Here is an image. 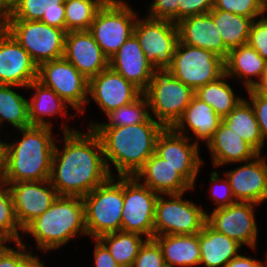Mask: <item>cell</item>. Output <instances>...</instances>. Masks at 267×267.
<instances>
[{"instance_id": "6da1fadb", "label": "cell", "mask_w": 267, "mask_h": 267, "mask_svg": "<svg viewBox=\"0 0 267 267\" xmlns=\"http://www.w3.org/2000/svg\"><path fill=\"white\" fill-rule=\"evenodd\" d=\"M63 134L64 149L54 146L50 181L58 195L83 198L111 177L102 143L92 128L84 134L64 124Z\"/></svg>"}, {"instance_id": "7a4b0ae2", "label": "cell", "mask_w": 267, "mask_h": 267, "mask_svg": "<svg viewBox=\"0 0 267 267\" xmlns=\"http://www.w3.org/2000/svg\"><path fill=\"white\" fill-rule=\"evenodd\" d=\"M165 127L151 116L146 122L120 127H93L99 136L108 171L112 162L118 177H133L155 152L156 141Z\"/></svg>"}, {"instance_id": "3957f363", "label": "cell", "mask_w": 267, "mask_h": 267, "mask_svg": "<svg viewBox=\"0 0 267 267\" xmlns=\"http://www.w3.org/2000/svg\"><path fill=\"white\" fill-rule=\"evenodd\" d=\"M19 132L23 134L19 142H5L1 180L17 183L50 179L55 146L51 127L31 125Z\"/></svg>"}, {"instance_id": "277c9868", "label": "cell", "mask_w": 267, "mask_h": 267, "mask_svg": "<svg viewBox=\"0 0 267 267\" xmlns=\"http://www.w3.org/2000/svg\"><path fill=\"white\" fill-rule=\"evenodd\" d=\"M25 232L35 238L37 248L43 251L58 249L78 233L87 235L83 198L59 195L22 233Z\"/></svg>"}, {"instance_id": "5b68a950", "label": "cell", "mask_w": 267, "mask_h": 267, "mask_svg": "<svg viewBox=\"0 0 267 267\" xmlns=\"http://www.w3.org/2000/svg\"><path fill=\"white\" fill-rule=\"evenodd\" d=\"M110 177L83 197L87 235L96 239L122 229L124 177Z\"/></svg>"}, {"instance_id": "8992f818", "label": "cell", "mask_w": 267, "mask_h": 267, "mask_svg": "<svg viewBox=\"0 0 267 267\" xmlns=\"http://www.w3.org/2000/svg\"><path fill=\"white\" fill-rule=\"evenodd\" d=\"M143 94L156 121L171 128L182 116L195 91L165 70L155 72Z\"/></svg>"}, {"instance_id": "52a82bcc", "label": "cell", "mask_w": 267, "mask_h": 267, "mask_svg": "<svg viewBox=\"0 0 267 267\" xmlns=\"http://www.w3.org/2000/svg\"><path fill=\"white\" fill-rule=\"evenodd\" d=\"M127 4L122 0H107L88 30L108 59L133 34L137 15Z\"/></svg>"}, {"instance_id": "ba28073f", "label": "cell", "mask_w": 267, "mask_h": 267, "mask_svg": "<svg viewBox=\"0 0 267 267\" xmlns=\"http://www.w3.org/2000/svg\"><path fill=\"white\" fill-rule=\"evenodd\" d=\"M2 26L30 54L41 63L63 57L66 31L41 21L5 20Z\"/></svg>"}, {"instance_id": "9c48e42d", "label": "cell", "mask_w": 267, "mask_h": 267, "mask_svg": "<svg viewBox=\"0 0 267 267\" xmlns=\"http://www.w3.org/2000/svg\"><path fill=\"white\" fill-rule=\"evenodd\" d=\"M185 193L167 194L166 200L160 194L156 200L154 236L193 235L200 233L207 221L205 212L196 203L183 200Z\"/></svg>"}, {"instance_id": "30bf717a", "label": "cell", "mask_w": 267, "mask_h": 267, "mask_svg": "<svg viewBox=\"0 0 267 267\" xmlns=\"http://www.w3.org/2000/svg\"><path fill=\"white\" fill-rule=\"evenodd\" d=\"M167 71L196 91L225 73L224 59L214 52L178 41Z\"/></svg>"}, {"instance_id": "8fae6325", "label": "cell", "mask_w": 267, "mask_h": 267, "mask_svg": "<svg viewBox=\"0 0 267 267\" xmlns=\"http://www.w3.org/2000/svg\"><path fill=\"white\" fill-rule=\"evenodd\" d=\"M133 34L139 41L147 61L156 71H165L179 41L176 23L165 19L137 18Z\"/></svg>"}, {"instance_id": "7c38bea8", "label": "cell", "mask_w": 267, "mask_h": 267, "mask_svg": "<svg viewBox=\"0 0 267 267\" xmlns=\"http://www.w3.org/2000/svg\"><path fill=\"white\" fill-rule=\"evenodd\" d=\"M37 80L54 90L58 96L79 113L88 99L89 80L64 57L46 61L38 66Z\"/></svg>"}, {"instance_id": "4fadbf2b", "label": "cell", "mask_w": 267, "mask_h": 267, "mask_svg": "<svg viewBox=\"0 0 267 267\" xmlns=\"http://www.w3.org/2000/svg\"><path fill=\"white\" fill-rule=\"evenodd\" d=\"M141 180L124 177V203L121 231L154 237V218L158 193L140 184Z\"/></svg>"}, {"instance_id": "5bb4252c", "label": "cell", "mask_w": 267, "mask_h": 267, "mask_svg": "<svg viewBox=\"0 0 267 267\" xmlns=\"http://www.w3.org/2000/svg\"><path fill=\"white\" fill-rule=\"evenodd\" d=\"M253 202L237 201L227 207L214 208L207 213L206 223L215 231L236 240L239 244L256 249L258 225L255 220Z\"/></svg>"}, {"instance_id": "9a60e30c", "label": "cell", "mask_w": 267, "mask_h": 267, "mask_svg": "<svg viewBox=\"0 0 267 267\" xmlns=\"http://www.w3.org/2000/svg\"><path fill=\"white\" fill-rule=\"evenodd\" d=\"M198 141L190 144V137L177 133L172 127L164 128L156 141L155 153L194 188L203 161L198 151Z\"/></svg>"}, {"instance_id": "2e32d148", "label": "cell", "mask_w": 267, "mask_h": 267, "mask_svg": "<svg viewBox=\"0 0 267 267\" xmlns=\"http://www.w3.org/2000/svg\"><path fill=\"white\" fill-rule=\"evenodd\" d=\"M7 184L12 195L15 216L22 231L42 215L59 196L50 179Z\"/></svg>"}, {"instance_id": "e0dca14e", "label": "cell", "mask_w": 267, "mask_h": 267, "mask_svg": "<svg viewBox=\"0 0 267 267\" xmlns=\"http://www.w3.org/2000/svg\"><path fill=\"white\" fill-rule=\"evenodd\" d=\"M38 65L3 27H0V84L28 85L37 80Z\"/></svg>"}, {"instance_id": "ac0fdd59", "label": "cell", "mask_w": 267, "mask_h": 267, "mask_svg": "<svg viewBox=\"0 0 267 267\" xmlns=\"http://www.w3.org/2000/svg\"><path fill=\"white\" fill-rule=\"evenodd\" d=\"M142 93L138 87L110 66L89 80L88 95L100 106L105 115L133 102Z\"/></svg>"}, {"instance_id": "d6986e66", "label": "cell", "mask_w": 267, "mask_h": 267, "mask_svg": "<svg viewBox=\"0 0 267 267\" xmlns=\"http://www.w3.org/2000/svg\"><path fill=\"white\" fill-rule=\"evenodd\" d=\"M63 57L88 80L109 66V59L88 30L66 33Z\"/></svg>"}, {"instance_id": "ffe728a7", "label": "cell", "mask_w": 267, "mask_h": 267, "mask_svg": "<svg viewBox=\"0 0 267 267\" xmlns=\"http://www.w3.org/2000/svg\"><path fill=\"white\" fill-rule=\"evenodd\" d=\"M261 155L225 173L236 201L259 205L267 200V163Z\"/></svg>"}, {"instance_id": "44dd1931", "label": "cell", "mask_w": 267, "mask_h": 267, "mask_svg": "<svg viewBox=\"0 0 267 267\" xmlns=\"http://www.w3.org/2000/svg\"><path fill=\"white\" fill-rule=\"evenodd\" d=\"M176 26L179 42L212 51L224 60L227 58L229 49L224 45L210 13L183 18Z\"/></svg>"}, {"instance_id": "7402d4cb", "label": "cell", "mask_w": 267, "mask_h": 267, "mask_svg": "<svg viewBox=\"0 0 267 267\" xmlns=\"http://www.w3.org/2000/svg\"><path fill=\"white\" fill-rule=\"evenodd\" d=\"M109 66L132 82L142 92L148 87L156 70L142 51L138 39L132 34L109 59Z\"/></svg>"}, {"instance_id": "603a6c76", "label": "cell", "mask_w": 267, "mask_h": 267, "mask_svg": "<svg viewBox=\"0 0 267 267\" xmlns=\"http://www.w3.org/2000/svg\"><path fill=\"white\" fill-rule=\"evenodd\" d=\"M144 179L143 185L159 195L185 193L193 187L166 160L155 152L146 160L143 167L134 176Z\"/></svg>"}, {"instance_id": "cb8c5ba5", "label": "cell", "mask_w": 267, "mask_h": 267, "mask_svg": "<svg viewBox=\"0 0 267 267\" xmlns=\"http://www.w3.org/2000/svg\"><path fill=\"white\" fill-rule=\"evenodd\" d=\"M207 147L212 155L213 165L216 167L225 165L226 163H244L259 154L223 121L219 124Z\"/></svg>"}, {"instance_id": "d4e9b609", "label": "cell", "mask_w": 267, "mask_h": 267, "mask_svg": "<svg viewBox=\"0 0 267 267\" xmlns=\"http://www.w3.org/2000/svg\"><path fill=\"white\" fill-rule=\"evenodd\" d=\"M221 122L222 117L209 104L194 95L182 116L172 128L177 133L186 135L184 132L187 131L186 125H188L197 140L205 141L208 144Z\"/></svg>"}, {"instance_id": "484cf974", "label": "cell", "mask_w": 267, "mask_h": 267, "mask_svg": "<svg viewBox=\"0 0 267 267\" xmlns=\"http://www.w3.org/2000/svg\"><path fill=\"white\" fill-rule=\"evenodd\" d=\"M224 65L227 77L243 79L247 90L255 88L267 72V61L249 44L229 50ZM252 76L258 77V81L251 80Z\"/></svg>"}, {"instance_id": "4316f807", "label": "cell", "mask_w": 267, "mask_h": 267, "mask_svg": "<svg viewBox=\"0 0 267 267\" xmlns=\"http://www.w3.org/2000/svg\"><path fill=\"white\" fill-rule=\"evenodd\" d=\"M158 243L164 262L172 267L199 266L201 252L199 233L193 235L154 236Z\"/></svg>"}, {"instance_id": "83f0119b", "label": "cell", "mask_w": 267, "mask_h": 267, "mask_svg": "<svg viewBox=\"0 0 267 267\" xmlns=\"http://www.w3.org/2000/svg\"><path fill=\"white\" fill-rule=\"evenodd\" d=\"M65 0H19L6 20L41 21L66 31Z\"/></svg>"}, {"instance_id": "f1b7e54d", "label": "cell", "mask_w": 267, "mask_h": 267, "mask_svg": "<svg viewBox=\"0 0 267 267\" xmlns=\"http://www.w3.org/2000/svg\"><path fill=\"white\" fill-rule=\"evenodd\" d=\"M200 264L204 267H225L235 258L241 248L236 240L228 238L211 228L207 223L199 233Z\"/></svg>"}, {"instance_id": "f546056e", "label": "cell", "mask_w": 267, "mask_h": 267, "mask_svg": "<svg viewBox=\"0 0 267 267\" xmlns=\"http://www.w3.org/2000/svg\"><path fill=\"white\" fill-rule=\"evenodd\" d=\"M29 89H34V95L31 97L32 99L28 101V109H29V120L31 125L33 126H45L51 127V124L48 120H44L43 118L46 116L56 115L58 113L64 114V116H68L67 114V103H65L58 94L40 83L38 80H34L31 82L28 87Z\"/></svg>"}, {"instance_id": "4dcf8cb0", "label": "cell", "mask_w": 267, "mask_h": 267, "mask_svg": "<svg viewBox=\"0 0 267 267\" xmlns=\"http://www.w3.org/2000/svg\"><path fill=\"white\" fill-rule=\"evenodd\" d=\"M222 121L261 154L263 141L251 102L242 99Z\"/></svg>"}, {"instance_id": "1f68e13d", "label": "cell", "mask_w": 267, "mask_h": 267, "mask_svg": "<svg viewBox=\"0 0 267 267\" xmlns=\"http://www.w3.org/2000/svg\"><path fill=\"white\" fill-rule=\"evenodd\" d=\"M209 13L229 50L248 44L252 18L218 9Z\"/></svg>"}, {"instance_id": "d6a6232c", "label": "cell", "mask_w": 267, "mask_h": 267, "mask_svg": "<svg viewBox=\"0 0 267 267\" xmlns=\"http://www.w3.org/2000/svg\"><path fill=\"white\" fill-rule=\"evenodd\" d=\"M226 77L227 75L224 73L217 80L201 86L195 91V95L209 104L222 118L228 115L243 99L234 94L230 85L224 81Z\"/></svg>"}, {"instance_id": "836d02e7", "label": "cell", "mask_w": 267, "mask_h": 267, "mask_svg": "<svg viewBox=\"0 0 267 267\" xmlns=\"http://www.w3.org/2000/svg\"><path fill=\"white\" fill-rule=\"evenodd\" d=\"M121 267H132L141 246L147 239L136 233L118 231L98 238Z\"/></svg>"}, {"instance_id": "e575fe53", "label": "cell", "mask_w": 267, "mask_h": 267, "mask_svg": "<svg viewBox=\"0 0 267 267\" xmlns=\"http://www.w3.org/2000/svg\"><path fill=\"white\" fill-rule=\"evenodd\" d=\"M13 87L22 86L0 84V125L7 121L19 130L31 126L28 100L12 90Z\"/></svg>"}, {"instance_id": "d590c367", "label": "cell", "mask_w": 267, "mask_h": 267, "mask_svg": "<svg viewBox=\"0 0 267 267\" xmlns=\"http://www.w3.org/2000/svg\"><path fill=\"white\" fill-rule=\"evenodd\" d=\"M148 109V110H147ZM149 105L146 96L142 93L133 102L121 106L106 116L108 118V123H92L89 128L93 127H120V126H130L134 124H139L146 122L151 114L149 113Z\"/></svg>"}, {"instance_id": "8d00e7d4", "label": "cell", "mask_w": 267, "mask_h": 267, "mask_svg": "<svg viewBox=\"0 0 267 267\" xmlns=\"http://www.w3.org/2000/svg\"><path fill=\"white\" fill-rule=\"evenodd\" d=\"M107 0H65L66 32L89 30L99 9Z\"/></svg>"}, {"instance_id": "74e56055", "label": "cell", "mask_w": 267, "mask_h": 267, "mask_svg": "<svg viewBox=\"0 0 267 267\" xmlns=\"http://www.w3.org/2000/svg\"><path fill=\"white\" fill-rule=\"evenodd\" d=\"M19 230H22V228L18 224L15 216L9 186L0 179V242H22L18 232Z\"/></svg>"}, {"instance_id": "f35d334b", "label": "cell", "mask_w": 267, "mask_h": 267, "mask_svg": "<svg viewBox=\"0 0 267 267\" xmlns=\"http://www.w3.org/2000/svg\"><path fill=\"white\" fill-rule=\"evenodd\" d=\"M213 9L250 17L253 20L264 16V0H214Z\"/></svg>"}, {"instance_id": "ab89813d", "label": "cell", "mask_w": 267, "mask_h": 267, "mask_svg": "<svg viewBox=\"0 0 267 267\" xmlns=\"http://www.w3.org/2000/svg\"><path fill=\"white\" fill-rule=\"evenodd\" d=\"M165 264L158 243L152 238L141 246L132 267H162Z\"/></svg>"}, {"instance_id": "60d3db41", "label": "cell", "mask_w": 267, "mask_h": 267, "mask_svg": "<svg viewBox=\"0 0 267 267\" xmlns=\"http://www.w3.org/2000/svg\"><path fill=\"white\" fill-rule=\"evenodd\" d=\"M257 20L251 24L248 44L267 61V18L264 15Z\"/></svg>"}, {"instance_id": "b9f144b4", "label": "cell", "mask_w": 267, "mask_h": 267, "mask_svg": "<svg viewBox=\"0 0 267 267\" xmlns=\"http://www.w3.org/2000/svg\"><path fill=\"white\" fill-rule=\"evenodd\" d=\"M251 105L253 107L257 122L259 124L263 147L267 140V95L259 92L256 88L247 90Z\"/></svg>"}, {"instance_id": "7bdbcfd3", "label": "cell", "mask_w": 267, "mask_h": 267, "mask_svg": "<svg viewBox=\"0 0 267 267\" xmlns=\"http://www.w3.org/2000/svg\"><path fill=\"white\" fill-rule=\"evenodd\" d=\"M210 181L212 184H214V183L216 184V182H217L220 185V186L217 185L219 189L217 187H216L217 189L213 188V186H212V189H210L212 191L211 192V199H213L215 201L217 208L227 207V206L237 202L233 196L228 179H226V178L220 179L218 173L213 171L211 173ZM221 188H223V189H221Z\"/></svg>"}, {"instance_id": "ee69618b", "label": "cell", "mask_w": 267, "mask_h": 267, "mask_svg": "<svg viewBox=\"0 0 267 267\" xmlns=\"http://www.w3.org/2000/svg\"><path fill=\"white\" fill-rule=\"evenodd\" d=\"M180 0H155L149 6V17L178 22V3Z\"/></svg>"}, {"instance_id": "f6af8a7d", "label": "cell", "mask_w": 267, "mask_h": 267, "mask_svg": "<svg viewBox=\"0 0 267 267\" xmlns=\"http://www.w3.org/2000/svg\"><path fill=\"white\" fill-rule=\"evenodd\" d=\"M213 6L214 0H180L178 21L189 16L208 14Z\"/></svg>"}, {"instance_id": "bcb514c9", "label": "cell", "mask_w": 267, "mask_h": 267, "mask_svg": "<svg viewBox=\"0 0 267 267\" xmlns=\"http://www.w3.org/2000/svg\"><path fill=\"white\" fill-rule=\"evenodd\" d=\"M24 242H17V250L5 244L0 248V267H20L21 263L31 254L25 249Z\"/></svg>"}, {"instance_id": "7dc6e473", "label": "cell", "mask_w": 267, "mask_h": 267, "mask_svg": "<svg viewBox=\"0 0 267 267\" xmlns=\"http://www.w3.org/2000/svg\"><path fill=\"white\" fill-rule=\"evenodd\" d=\"M95 242L94 260L96 267H121L98 238L95 239Z\"/></svg>"}, {"instance_id": "c3c4849f", "label": "cell", "mask_w": 267, "mask_h": 267, "mask_svg": "<svg viewBox=\"0 0 267 267\" xmlns=\"http://www.w3.org/2000/svg\"><path fill=\"white\" fill-rule=\"evenodd\" d=\"M267 263V260L265 261ZM225 267H267L261 261L252 259L250 256L238 254L235 258L230 260Z\"/></svg>"}, {"instance_id": "681fc988", "label": "cell", "mask_w": 267, "mask_h": 267, "mask_svg": "<svg viewBox=\"0 0 267 267\" xmlns=\"http://www.w3.org/2000/svg\"><path fill=\"white\" fill-rule=\"evenodd\" d=\"M20 267H44L42 261L36 258L32 253L21 263Z\"/></svg>"}, {"instance_id": "f907efd6", "label": "cell", "mask_w": 267, "mask_h": 267, "mask_svg": "<svg viewBox=\"0 0 267 267\" xmlns=\"http://www.w3.org/2000/svg\"><path fill=\"white\" fill-rule=\"evenodd\" d=\"M11 9L0 0V22L3 23L10 15Z\"/></svg>"}, {"instance_id": "816d5d0a", "label": "cell", "mask_w": 267, "mask_h": 267, "mask_svg": "<svg viewBox=\"0 0 267 267\" xmlns=\"http://www.w3.org/2000/svg\"><path fill=\"white\" fill-rule=\"evenodd\" d=\"M5 142L0 141V179L4 171Z\"/></svg>"}, {"instance_id": "f5cc1de1", "label": "cell", "mask_w": 267, "mask_h": 267, "mask_svg": "<svg viewBox=\"0 0 267 267\" xmlns=\"http://www.w3.org/2000/svg\"><path fill=\"white\" fill-rule=\"evenodd\" d=\"M255 88L259 92L267 95V72L264 74L262 81Z\"/></svg>"}, {"instance_id": "db71d44e", "label": "cell", "mask_w": 267, "mask_h": 267, "mask_svg": "<svg viewBox=\"0 0 267 267\" xmlns=\"http://www.w3.org/2000/svg\"><path fill=\"white\" fill-rule=\"evenodd\" d=\"M11 10L19 0H2Z\"/></svg>"}, {"instance_id": "11a10c76", "label": "cell", "mask_w": 267, "mask_h": 267, "mask_svg": "<svg viewBox=\"0 0 267 267\" xmlns=\"http://www.w3.org/2000/svg\"><path fill=\"white\" fill-rule=\"evenodd\" d=\"M267 11V0L265 1V13Z\"/></svg>"}, {"instance_id": "9f6ffc18", "label": "cell", "mask_w": 267, "mask_h": 267, "mask_svg": "<svg viewBox=\"0 0 267 267\" xmlns=\"http://www.w3.org/2000/svg\"><path fill=\"white\" fill-rule=\"evenodd\" d=\"M162 267H172V266L164 264Z\"/></svg>"}, {"instance_id": "6f0895ef", "label": "cell", "mask_w": 267, "mask_h": 267, "mask_svg": "<svg viewBox=\"0 0 267 267\" xmlns=\"http://www.w3.org/2000/svg\"><path fill=\"white\" fill-rule=\"evenodd\" d=\"M4 244H5L4 242H0V248H1Z\"/></svg>"}]
</instances>
